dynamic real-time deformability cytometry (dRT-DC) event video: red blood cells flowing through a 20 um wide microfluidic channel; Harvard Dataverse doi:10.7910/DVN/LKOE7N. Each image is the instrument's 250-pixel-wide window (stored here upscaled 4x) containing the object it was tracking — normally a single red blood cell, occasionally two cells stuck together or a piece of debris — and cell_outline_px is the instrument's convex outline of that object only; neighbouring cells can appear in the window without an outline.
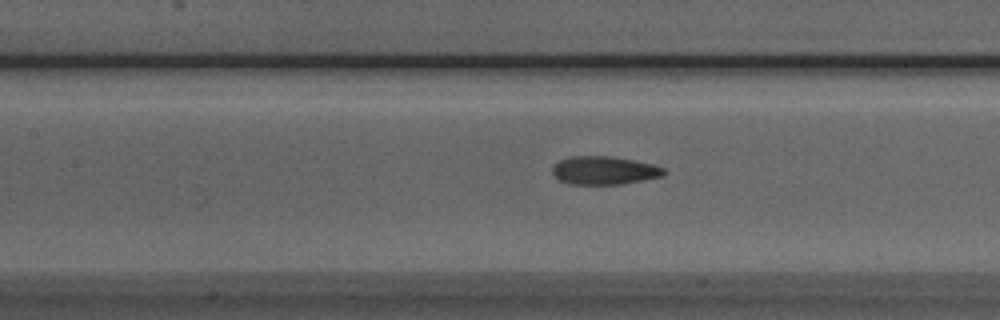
{"species": "Egyptian fruit bat (a non-hibernating species)", "species_latin": "Rousettus aegyptiacus", "temperature_condition": "room temperature", "stored_images_in_passage": 42, "camera_frame_rate_fps": 3000, "um_per_image_px": 0.085, "animal": {"sex": "male"}, "frame": {"image": 1, "passage_image": 13, "time_ms": 4.0, "image_size_px": [1000, 320], "cell_outline_px": [[668, 172], [664, 176], [644, 180], [620, 184], [568, 184], [560, 180], [552, 172], [552, 164], [560, 160], [572, 156], [612, 156], [656, 164], [664, 168]], "centroid_in_image_um": [51.4, 14.48], "position_along_channel_um": 156.0, "area_um2": 18.61}}
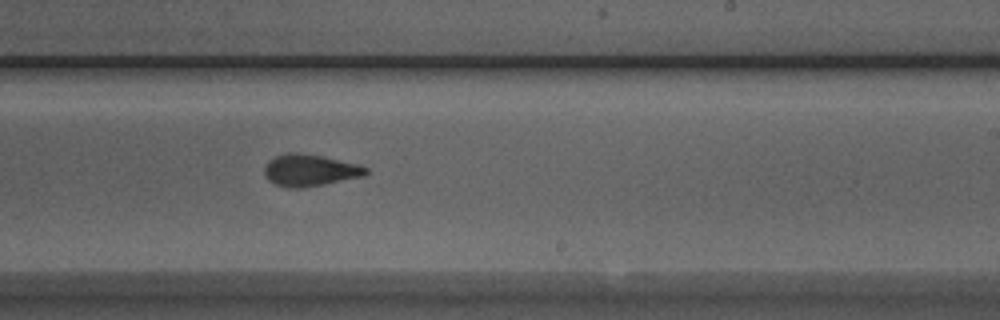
{"frame": {"image": 2, "passage_image": 21, "time_ms": 6.667, "image_size_px": [1000, 320], "cell_outline_px": [[368, 172], [364, 176], [324, 184], [300, 188], [288, 188], [276, 184], [268, 180], [264, 176], [264, 168], [268, 160], [276, 156], [288, 152], [296, 152], [324, 156], [360, 164], [368, 168]], "centroid_in_image_um": [26.34, 14.46], "position_along_channel_um": 262.7, "area_um2": 19.02}}
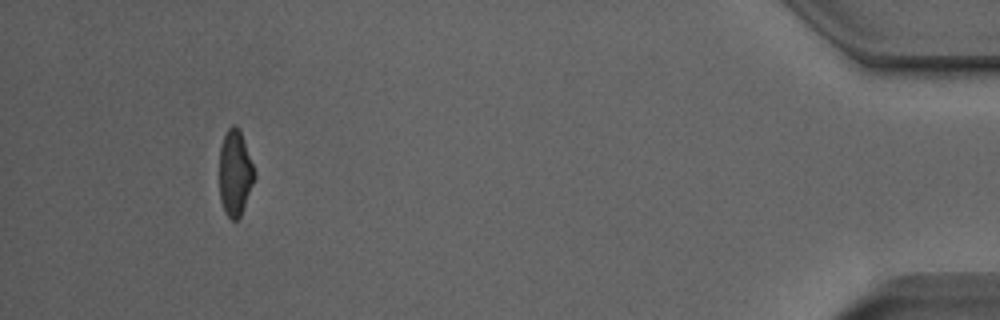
{"frame": {"image": 3, "passage_image": 38, "time_ms": 12.333, "image_size_px": [1000, 320], "cell_outline_px": [[256, 176], [240, 216], [236, 220], [232, 220], [224, 212], [220, 200], [220, 148], [224, 136], [228, 128], [232, 124], [236, 124], [240, 128], [256, 172]], "centroid_in_image_um": [19.99, 14.67], "position_along_channel_um": 415.2, "area_um2": 17.63}, "authors_computed_cell_mechanics": {"area_um2": 18.6405, "velocity_mm_per_s": 4.0113, "shape_relaxation_time_tau1_ms": 3.7314, "shape_relaxation_time_tau2_ms": 1.493, "deformation_change_tau1": 0.1682, "deformation_change_tau2": 0.0895}}